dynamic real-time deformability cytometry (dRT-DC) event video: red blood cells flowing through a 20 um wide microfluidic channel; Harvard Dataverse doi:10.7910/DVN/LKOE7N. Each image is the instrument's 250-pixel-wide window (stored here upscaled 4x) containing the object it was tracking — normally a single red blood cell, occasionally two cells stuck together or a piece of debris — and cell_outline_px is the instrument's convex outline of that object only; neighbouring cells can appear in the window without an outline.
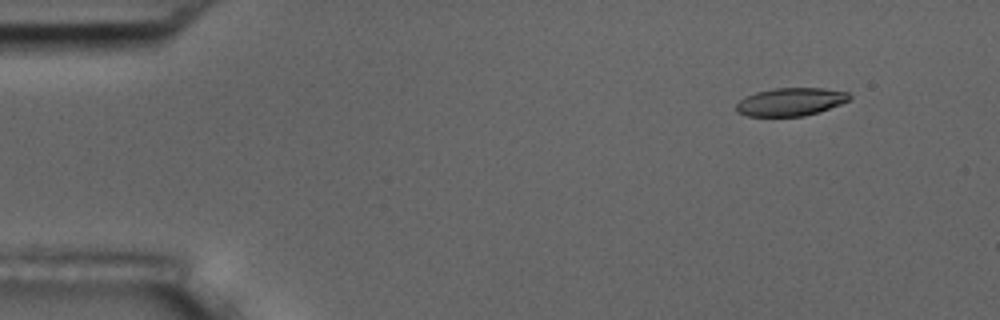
{"species": "common noctule bat (a hibernating species)", "species_latin": "Nyctalus noctula", "temperature_condition": "room temperature", "stored_images_in_passage": 5, "camera_frame_rate_fps": 3000, "um_per_image_px": 0.085, "animal": {"sex": "male", "body_mass_g": 17.5, "forearm_length_mm": 52.3}, "frame": {"image": 1, "passage_image": 2, "time_ms": 0.333, "image_size_px": [1000, 320], "cell_outline_px": [[852, 100], [820, 112], [804, 116], [748, 116], [736, 112], [736, 104], [744, 96], [756, 92], [772, 88], [824, 88], [848, 92], [852, 96]], "centroid_in_image_um": [67.23, 8.65], "position_along_channel_um": 17.8, "area_um2": 18.79}}
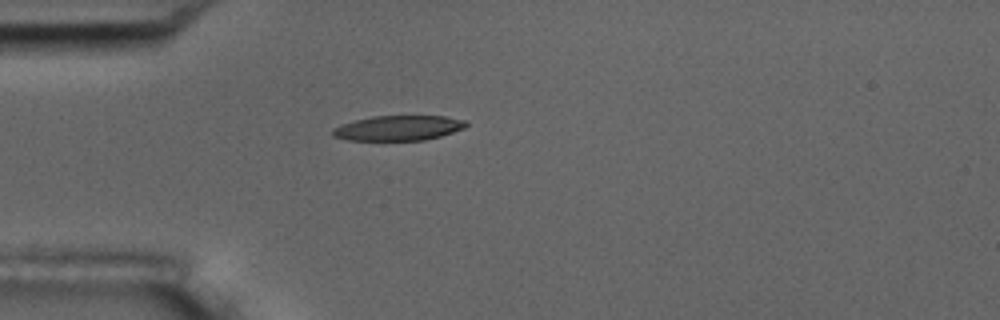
{"frame": {"image": 2, "passage_image": 5, "time_ms": 1.333, "image_size_px": [1000, 320], "cell_outline_px": [[468, 124], [464, 128], [440, 136], [424, 140], [348, 140], [332, 136], [332, 128], [340, 124], [372, 116], [444, 116], [468, 120]], "centroid_in_image_um": [33.86, 10.87], "position_along_channel_um": 51.1, "area_um2": 19.48}}